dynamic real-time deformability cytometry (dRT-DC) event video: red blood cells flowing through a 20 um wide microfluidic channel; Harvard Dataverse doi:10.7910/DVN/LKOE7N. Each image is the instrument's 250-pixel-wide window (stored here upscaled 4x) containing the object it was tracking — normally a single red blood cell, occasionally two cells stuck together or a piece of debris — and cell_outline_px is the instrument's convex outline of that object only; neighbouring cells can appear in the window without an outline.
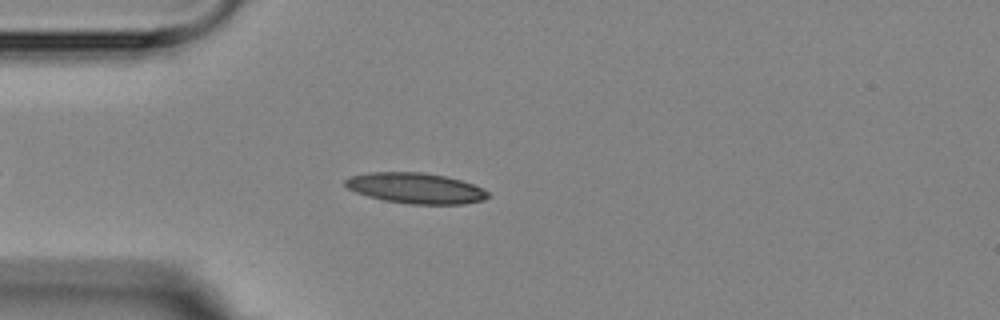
{"species": "Egyptian fruit bat (a non-hibernating species)", "species_latin": "Rousettus aegyptiacus", "temperature_condition": "room temperature", "stored_images_in_passage": 1, "camera_frame_rate_fps": 3000, "um_per_image_px": 0.085, "animal": {"sex": "female"}, "frame": {"image": 1, "passage_image": 1, "time_ms": 0.0, "image_size_px": [1000, 320], "cell_outline_px": [[492, 196], [484, 200], [464, 204], [408, 204], [384, 200], [368, 196], [356, 192], [348, 188], [344, 184], [344, 180], [352, 176], [368, 172], [420, 172], [444, 176], [460, 180], [472, 184], [488, 192]], "centroid_in_image_um": [35.33, 16.0], "position_along_channel_um": 49.7, "area_um2": 25.37}}